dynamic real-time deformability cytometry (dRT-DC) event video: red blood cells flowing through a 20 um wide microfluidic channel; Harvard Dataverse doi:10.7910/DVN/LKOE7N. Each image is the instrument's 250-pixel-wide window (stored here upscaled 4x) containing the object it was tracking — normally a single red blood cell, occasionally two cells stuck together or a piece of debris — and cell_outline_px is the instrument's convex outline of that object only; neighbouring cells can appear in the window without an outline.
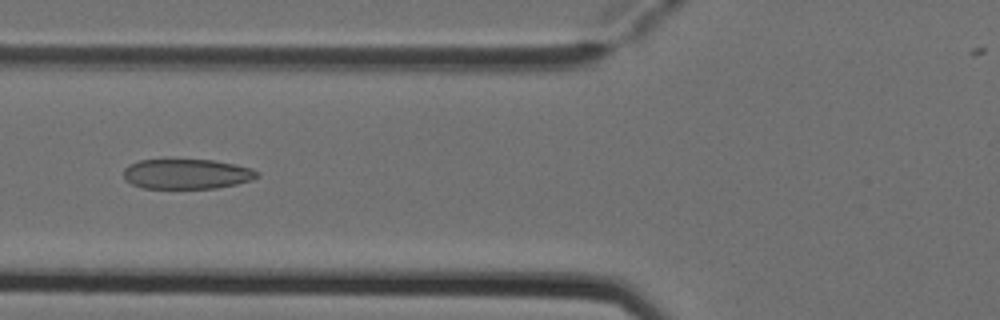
{"species": "Egyptian fruit bat (a non-hibernating species)", "species_latin": "Rousettus aegyptiacus", "temperature_condition": "cold", "stored_images_in_passage": 8, "camera_frame_rate_fps": 3000, "um_per_image_px": 0.085, "animal": {"sex": "female"}, "frame": {"image": 1, "passage_image": 7, "time_ms": 2.0, "image_size_px": [1000, 320], "cell_outline_px": [[260, 176], [252, 180], [236, 184], [216, 188], [144, 188], [132, 184], [124, 180], [124, 168], [128, 164], [140, 160], [212, 160], [236, 164], [252, 168], [260, 172]], "centroid_in_image_um": [15.9, 14.79], "position_along_channel_um": 109.9, "area_um2": 23.47}}
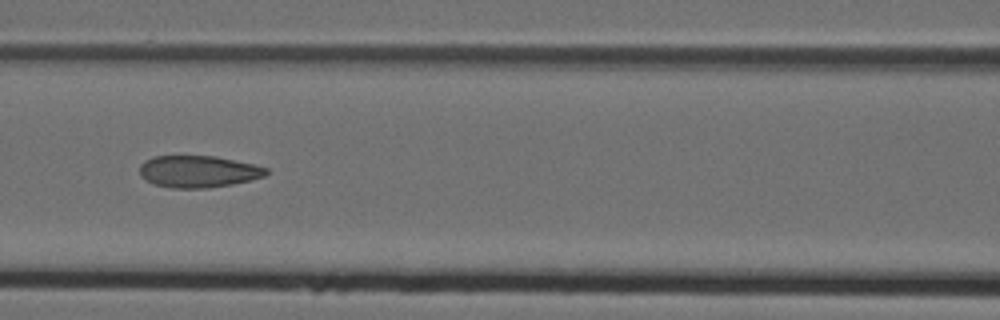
{"frame": {"image": 2, "passage_image": 8, "time_ms": 2.333, "image_size_px": [1000, 320], "cell_outline_px": [[268, 172], [264, 176], [232, 184], [208, 188], [172, 188], [152, 184], [140, 176], [140, 164], [144, 160], [152, 156], [216, 156], [252, 164], [268, 168]], "centroid_in_image_um": [16.8, 14.58], "position_along_channel_um": 149.8, "area_um2": 23.52}}